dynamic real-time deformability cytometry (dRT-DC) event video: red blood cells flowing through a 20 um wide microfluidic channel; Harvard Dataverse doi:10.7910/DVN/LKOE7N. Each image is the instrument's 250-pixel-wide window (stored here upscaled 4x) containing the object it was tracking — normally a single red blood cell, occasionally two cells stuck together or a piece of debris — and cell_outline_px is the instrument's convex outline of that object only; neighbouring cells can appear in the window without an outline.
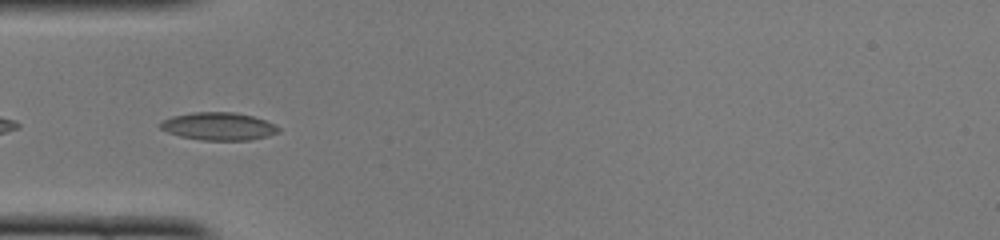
{"species": "common noctule bat (a hibernating species)", "species_latin": "Nyctalus noctula", "temperature_condition": "cold", "stored_images_in_passage": 39, "camera_frame_rate_fps": 3000, "um_per_image_px": 0.085, "animal": {"sex": "female", "body_mass_g": 22.0, "forearm_length_mm": 56.7}, "frame": {"image": 1, "passage_image": 5, "time_ms": 1.333, "image_size_px": [1000, 240], "cell_outline_px": [[280, 132], [268, 136], [252, 140], [200, 140], [180, 136], [168, 132], [160, 128], [160, 124], [164, 120], [172, 116], [192, 112], [232, 112], [252, 116], [264, 120], [280, 128]], "centroid_in_image_um": [18.58, 10.74], "position_along_channel_um": 66.4, "area_um2": 19.02}}
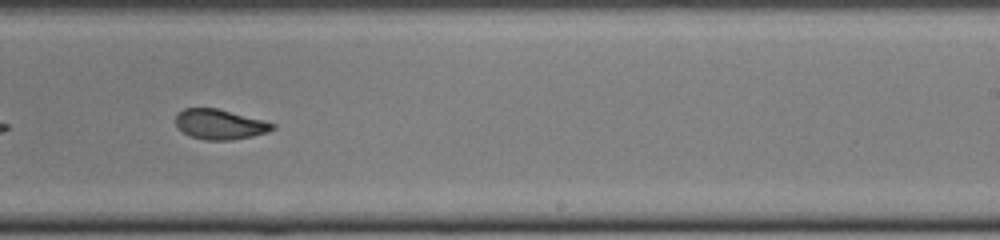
{"frame": {"image": 2, "passage_image": 20, "time_ms": 6.333, "image_size_px": [1000, 240], "cell_outline_px": [[276, 128], [268, 132], [252, 136], [232, 140], [204, 140], [192, 136], [184, 132], [176, 124], [176, 116], [184, 108], [216, 108], [264, 120], [276, 124]], "centroid_in_image_um": [18.73, 10.57], "position_along_channel_um": 270.3, "area_um2": 16.82}}
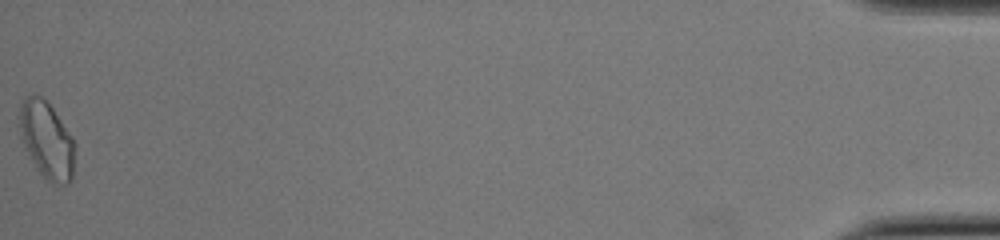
{"frame": {"image": 3, "passage_image": 39, "time_ms": 12.667, "image_size_px": [1000, 240], "cell_outline_px": [[76, 144], [72, 180], [68, 184], [60, 184], [48, 180], [36, 168], [24, 144], [16, 116], [24, 100], [28, 96], [40, 96], [52, 108], [72, 136]], "centroid_in_image_um": [3.99, 11.91], "position_along_channel_um": 431.2, "area_um2": 24.57}, "authors_computed_cell_mechanics": {"area_um2": 17.918, "velocity_mm_per_s": 4.0969, "shape_relaxation_time_tau1_ms": 3.6678, "shape_relaxation_time_tau2_ms": 1.7236, "deformation_change_tau1": 0.1417, "deformation_change_tau2": 0.0673}}